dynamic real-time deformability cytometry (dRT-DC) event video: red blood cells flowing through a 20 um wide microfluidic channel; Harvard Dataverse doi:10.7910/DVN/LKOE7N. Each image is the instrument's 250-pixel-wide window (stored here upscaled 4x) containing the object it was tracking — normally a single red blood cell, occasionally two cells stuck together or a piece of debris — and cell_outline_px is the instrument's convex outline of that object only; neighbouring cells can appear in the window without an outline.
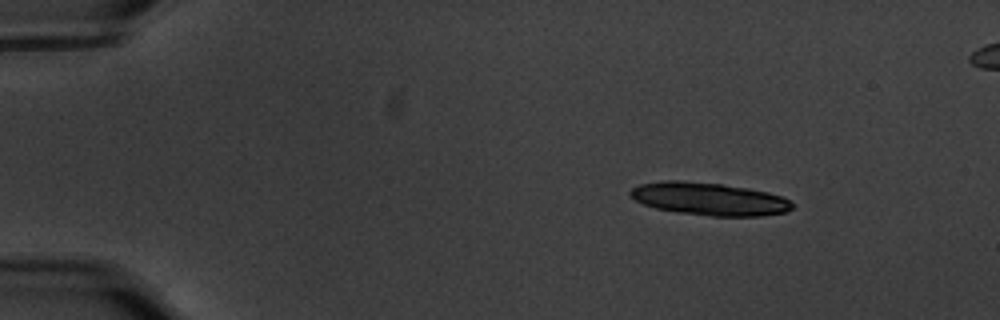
{"species": "common noctule bat (a hibernating species)", "species_latin": "Nyctalus noctula", "temperature_condition": "warm", "stored_images_in_passage": 27, "camera_frame_rate_fps": 3000, "um_per_image_px": 0.085, "animal": {"sex": "male", "body_mass_g": 20.1, "forearm_length_mm": 53.5}, "frame": {"image": 1, "passage_image": 8, "time_ms": 2.333, "image_size_px": [1000, 320], "cell_outline_px": [[792, 208], [784, 212], [760, 216], [712, 216], [680, 212], [656, 208], [644, 204], [636, 200], [628, 192], [632, 188], [640, 184], [664, 180], [680, 180], [724, 184], [748, 188], [768, 192], [784, 196], [792, 204]], "centroid_in_image_um": [60.29, 16.89], "position_along_channel_um": 24.7, "area_um2": 30.75}}